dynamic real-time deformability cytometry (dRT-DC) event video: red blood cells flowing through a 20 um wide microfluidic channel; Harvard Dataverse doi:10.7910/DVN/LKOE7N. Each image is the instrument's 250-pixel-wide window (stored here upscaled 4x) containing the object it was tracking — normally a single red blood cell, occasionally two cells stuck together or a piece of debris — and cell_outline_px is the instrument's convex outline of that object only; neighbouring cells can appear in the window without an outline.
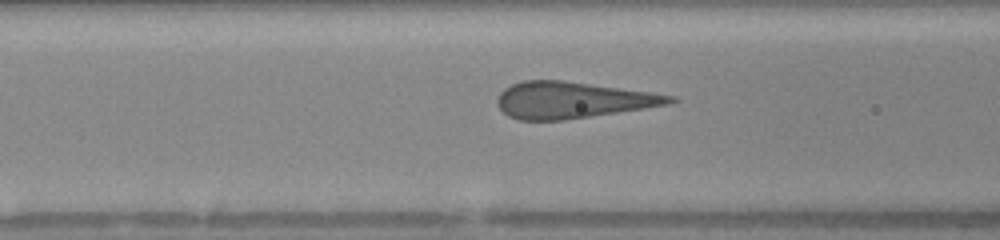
{"species": "human", "species_latin": "Homo sapiens", "temperature_condition": "warm", "stored_images_in_passage": 34, "camera_frame_rate_fps": 3000, "um_per_image_px": 0.085, "donor": {"sex": "female"}, "frame": {"image": 1, "passage_image": 14, "time_ms": 4.333, "image_size_px": [1000, 240], "cell_outline_px": [[680, 100], [668, 104], [644, 108], [564, 120], [520, 120], [508, 116], [496, 104], [496, 100], [500, 92], [504, 88], [512, 84], [524, 80], [564, 80], [652, 92], [676, 96]], "centroid_in_image_um": [48.65, 8.49], "position_along_channel_um": 117.9, "area_um2": 36.65}}
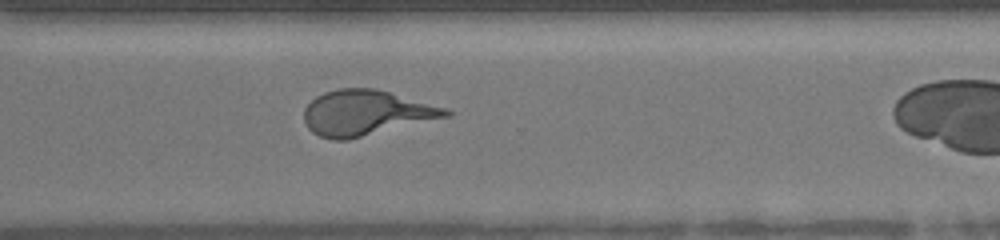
{"frame": {"image": 2, "passage_image": 30, "time_ms": 9.667, "image_size_px": [1000, 240], "cell_outline_px": [[452, 116], [348, 140], [332, 140], [320, 136], [312, 132], [308, 128], [304, 120], [304, 108], [316, 96], [324, 92], [340, 88], [376, 88], [448, 108], [452, 112]], "centroid_in_image_um": [31.14, 9.59], "position_along_channel_um": 339.5, "area_um2": 37.69}}
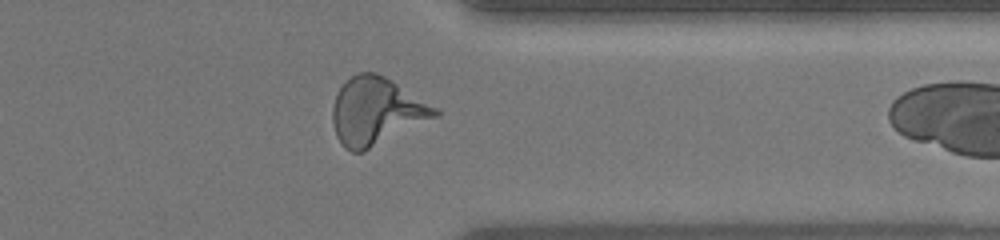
{"frame": {"image": 3, "passage_image": 33, "time_ms": 10.667, "image_size_px": [1000, 240], "cell_outline_px": [[440, 116], [364, 152], [352, 152], [344, 148], [340, 144], [336, 136], [332, 124], [332, 108], [336, 92], [356, 72], [376, 72], [392, 80], [440, 108]], "centroid_in_image_um": [32.01, 9.48], "position_along_channel_um": 379.4, "area_um2": 40.92}}